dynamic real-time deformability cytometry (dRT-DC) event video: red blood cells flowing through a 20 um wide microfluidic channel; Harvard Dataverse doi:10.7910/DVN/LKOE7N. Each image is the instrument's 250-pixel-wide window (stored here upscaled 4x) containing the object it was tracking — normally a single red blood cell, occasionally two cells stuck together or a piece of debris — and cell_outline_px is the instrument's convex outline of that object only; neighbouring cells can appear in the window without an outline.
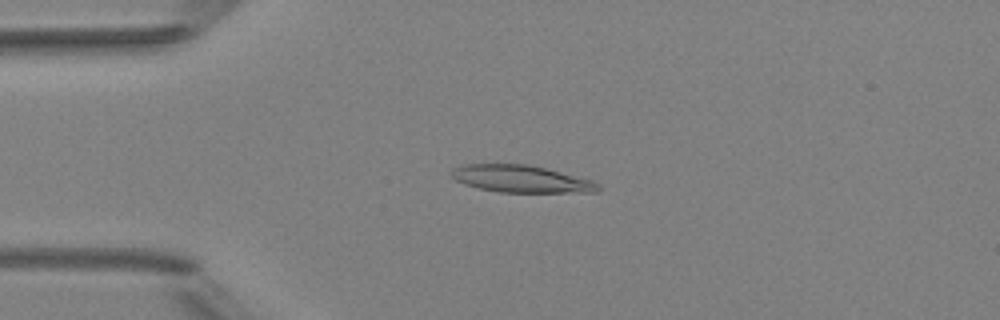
{"species": "Egyptian fruit bat (a non-hibernating species)", "species_latin": "Rousettus aegyptiacus", "temperature_condition": "room temperature", "stored_images_in_passage": 4, "camera_frame_rate_fps": 3000, "um_per_image_px": 0.085, "animal": {"sex": "female"}, "frame": {"image": 1, "passage_image": 3, "time_ms": 2.333, "image_size_px": [1000, 320], "cell_outline_px": [[600, 192], [500, 192], [480, 188], [464, 184], [448, 176], [448, 172], [452, 168], [464, 164], [528, 164], [592, 180], [600, 184]], "centroid_in_image_um": [44.25, 15.2], "position_along_channel_um": 40.8, "area_um2": 23.29}}